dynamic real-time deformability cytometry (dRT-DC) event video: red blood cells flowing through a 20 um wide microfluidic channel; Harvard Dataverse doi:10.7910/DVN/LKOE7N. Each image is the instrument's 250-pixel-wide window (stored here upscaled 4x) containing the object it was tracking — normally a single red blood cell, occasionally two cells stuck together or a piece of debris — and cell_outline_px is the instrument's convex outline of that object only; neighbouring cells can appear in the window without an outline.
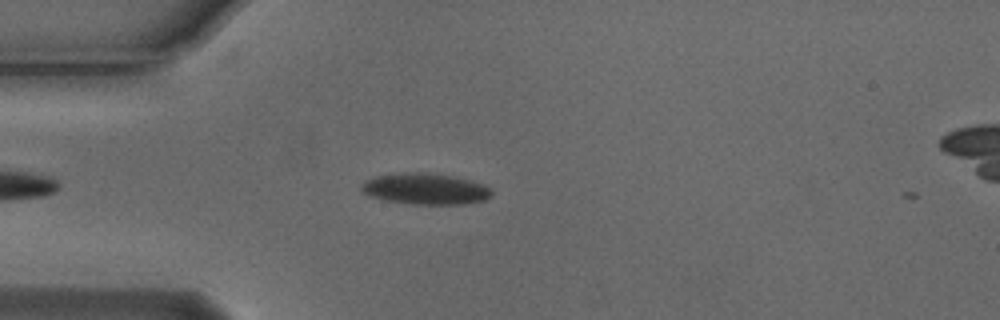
{"species": "Egyptian fruit bat (a non-hibernating species)", "species_latin": "Rousettus aegyptiacus", "temperature_condition": "cold", "stored_images_in_passage": 5, "camera_frame_rate_fps": 3000, "um_per_image_px": 0.085, "animal": {"sex": "male"}, "frame": {"image": 1, "passage_image": 4, "time_ms": 1.0, "image_size_px": [1000, 320], "cell_outline_px": [[492, 196], [484, 200], [464, 204], [408, 204], [380, 200], [368, 196], [360, 192], [360, 184], [364, 180], [376, 176], [408, 172], [424, 172], [452, 176], [484, 184], [492, 188]], "centroid_in_image_um": [36.1, 16.06], "position_along_channel_um": 48.9, "area_um2": 24.04}}